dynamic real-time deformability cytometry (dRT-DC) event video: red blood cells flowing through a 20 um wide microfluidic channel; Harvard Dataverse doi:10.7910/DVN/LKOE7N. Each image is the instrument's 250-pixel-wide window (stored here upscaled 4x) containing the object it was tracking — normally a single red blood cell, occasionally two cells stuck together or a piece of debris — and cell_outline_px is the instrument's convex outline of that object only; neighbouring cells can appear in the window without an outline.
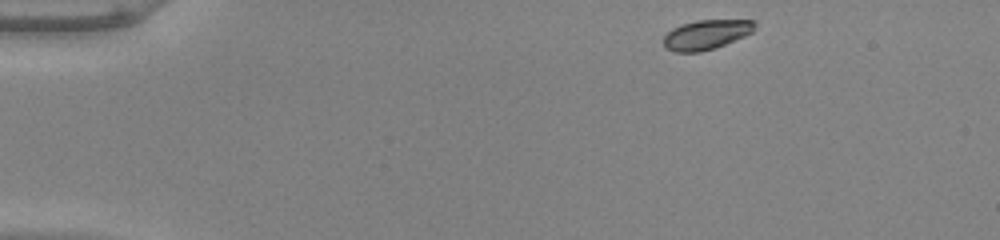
{"species": "common noctule bat (a hibernating species)", "species_latin": "Nyctalus noctula", "temperature_condition": "warm", "stored_images_in_passage": 46, "camera_frame_rate_fps": 3000, "um_per_image_px": 0.085, "animal": {"sex": "male", "body_mass_g": 20.0, "forearm_length_mm": 53.3}, "frame": {"image": 1, "passage_image": 1, "time_ms": 0.0, "image_size_px": [1000, 240], "cell_outline_px": [[756, 24], [752, 32], [744, 36], [716, 48], [700, 52], [676, 52], [664, 48], [664, 36], [672, 28], [680, 24], [696, 20], [756, 20]], "centroid_in_image_um": [60.02, 2.94], "position_along_channel_um": 25.0, "area_um2": 15.84}}
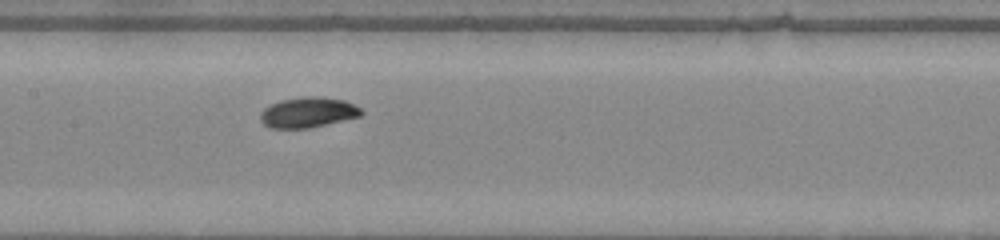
{"frame": {"image": 2, "passage_image": 20, "time_ms": 6.333, "image_size_px": [1000, 240], "cell_outline_px": [[364, 112], [360, 116], [308, 128], [268, 128], [260, 120], [260, 112], [264, 108], [280, 100], [308, 96], [312, 96], [344, 100], [360, 108]], "centroid_in_image_um": [26.14, 9.56], "position_along_channel_um": 181.3, "area_um2": 17.63}}
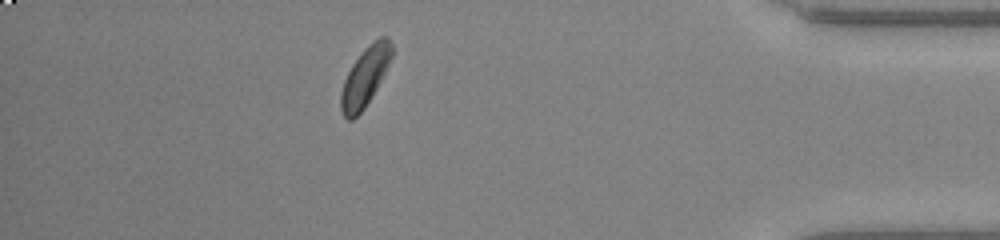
{"frame": {"image": 3, "passage_image": 40, "time_ms": 13.0, "image_size_px": [1000, 240], "cell_outline_px": [[392, 56], [372, 96], [364, 108], [352, 120], [348, 120], [344, 116], [340, 108], [340, 92], [344, 80], [352, 64], [364, 48], [368, 44], [380, 36], [388, 36], [392, 44]], "centroid_in_image_um": [31.01, 6.51], "position_along_channel_um": 404.2, "area_um2": 17.34}, "authors_computed_cell_mechanics": {"area_um2": 17.0799, "velocity_mm_per_s": 3.9284, "shape_relaxation_time_tau1_ms": 3.549, "shape_relaxation_time_tau2_ms": null, "deformation_change_tau1": 0.1446, "deformation_change_tau2": null}}